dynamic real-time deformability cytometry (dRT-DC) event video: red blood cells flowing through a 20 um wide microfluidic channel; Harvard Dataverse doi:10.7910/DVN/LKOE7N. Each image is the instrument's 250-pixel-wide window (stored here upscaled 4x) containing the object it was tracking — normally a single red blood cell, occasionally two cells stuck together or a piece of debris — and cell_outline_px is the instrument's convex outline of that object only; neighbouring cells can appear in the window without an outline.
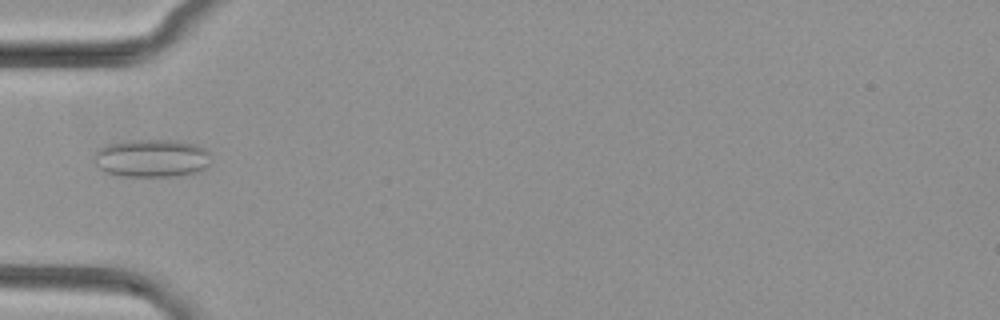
{"species": "common noctule bat (a hibernating species)", "species_latin": "Nyctalus noctula", "temperature_condition": "cold", "stored_images_in_passage": 3, "camera_frame_rate_fps": 3000, "um_per_image_px": 0.085, "animal": {"sex": "female", "body_mass_g": 29.2, "forearm_length_mm": 56.3}, "frame": {"image": 1, "passage_image": 3, "time_ms": 0.667, "image_size_px": [1000, 320], "cell_outline_px": [[208, 168], [196, 172], [176, 176], [120, 176], [104, 172], [92, 160], [92, 156], [96, 148], [120, 140], [176, 140], [196, 144], [204, 148], [208, 152]], "centroid_in_image_um": [12.82, 13.43], "position_along_channel_um": 72.2, "area_um2": 26.3}}